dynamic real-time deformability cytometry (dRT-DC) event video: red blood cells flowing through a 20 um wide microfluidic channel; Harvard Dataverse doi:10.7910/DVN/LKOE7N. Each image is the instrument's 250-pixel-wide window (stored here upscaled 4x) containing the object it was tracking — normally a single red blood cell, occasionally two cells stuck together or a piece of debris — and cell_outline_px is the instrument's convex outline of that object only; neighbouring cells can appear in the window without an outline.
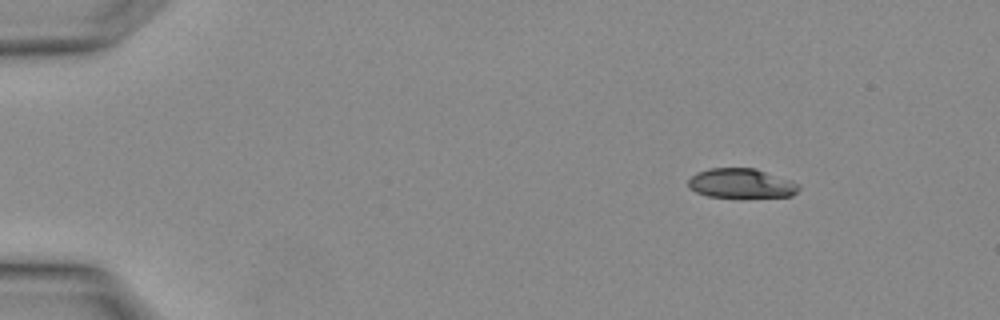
{"species": "Egyptian fruit bat (a non-hibernating species)", "species_latin": "Rousettus aegyptiacus", "temperature_condition": "warm", "stored_images_in_passage": 3, "camera_frame_rate_fps": 3000, "um_per_image_px": 0.085, "animal": {"sex": "female"}, "frame": {"image": 1, "passage_image": 3, "time_ms": 0.667, "image_size_px": [1000, 320], "cell_outline_px": [[800, 188], [792, 196], [708, 196], [696, 192], [688, 184], [688, 180], [696, 172], [708, 168], [752, 168], [800, 184]], "centroid_in_image_um": [62.97, 15.57], "position_along_channel_um": 22.0, "area_um2": 18.38}}